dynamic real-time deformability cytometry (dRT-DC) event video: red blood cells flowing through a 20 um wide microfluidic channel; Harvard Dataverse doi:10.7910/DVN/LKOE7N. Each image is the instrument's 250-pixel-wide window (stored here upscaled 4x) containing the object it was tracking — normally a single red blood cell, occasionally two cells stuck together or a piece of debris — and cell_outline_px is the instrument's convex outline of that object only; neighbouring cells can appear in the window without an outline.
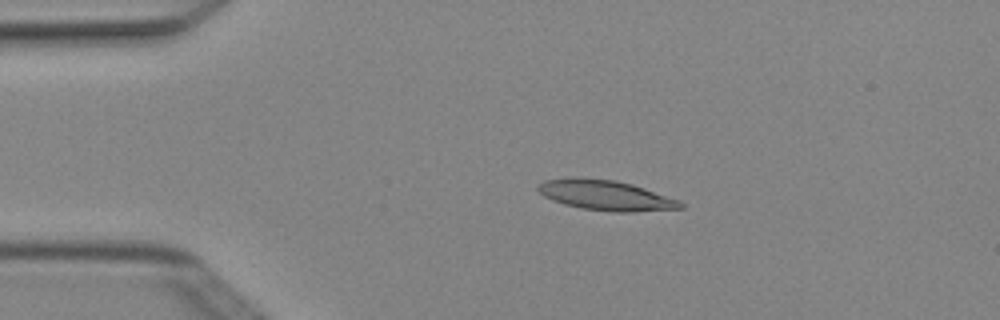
{"species": "Egyptian fruit bat (a non-hibernating species)", "species_latin": "Rousettus aegyptiacus", "temperature_condition": "cold", "stored_images_in_passage": 4, "camera_frame_rate_fps": 3000, "um_per_image_px": 0.085, "animal": {"sex": "female"}, "frame": {"image": 1, "passage_image": 3, "time_ms": 0.667, "image_size_px": [1000, 320], "cell_outline_px": [[684, 208], [632, 212], [616, 212], [580, 208], [564, 204], [552, 200], [544, 196], [536, 188], [536, 184], [544, 180], [576, 176], [616, 180], [632, 184], [680, 200], [684, 204]], "centroid_in_image_um": [51.46, 16.58], "position_along_channel_um": 33.5, "area_um2": 25.32}}